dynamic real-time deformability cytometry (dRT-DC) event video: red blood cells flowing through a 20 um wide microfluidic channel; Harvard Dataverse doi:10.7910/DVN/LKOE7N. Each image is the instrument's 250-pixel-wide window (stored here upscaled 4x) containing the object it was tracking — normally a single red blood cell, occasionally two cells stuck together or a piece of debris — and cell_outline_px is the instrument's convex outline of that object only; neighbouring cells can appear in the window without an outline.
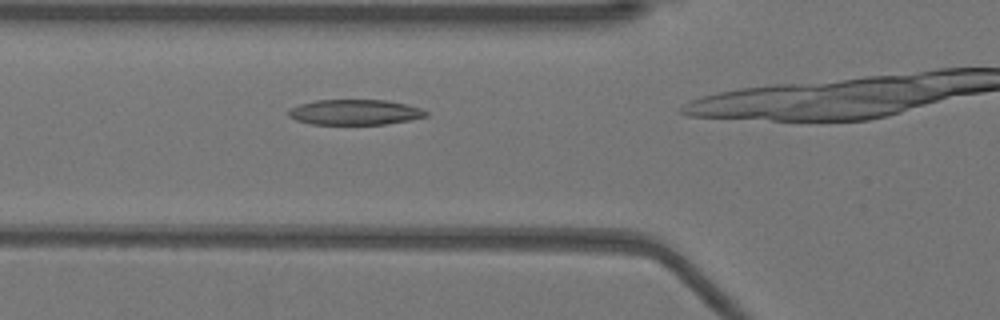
{"species": "Egyptian fruit bat (a non-hibernating species)", "species_latin": "Rousettus aegyptiacus", "temperature_condition": "warm", "stored_images_in_passage": 16, "camera_frame_rate_fps": 3000, "um_per_image_px": 0.085, "animal": {"sex": "female"}, "frame": {"image": 1, "passage_image": 12, "time_ms": 3.667, "image_size_px": [1000, 320], "cell_outline_px": [[428, 116], [408, 120], [384, 124], [312, 124], [296, 120], [288, 116], [288, 112], [292, 108], [300, 104], [316, 100], [388, 100], [420, 108], [428, 112]], "centroid_in_image_um": [30.16, 9.53], "position_along_channel_um": 95.6, "area_um2": 20.11}}